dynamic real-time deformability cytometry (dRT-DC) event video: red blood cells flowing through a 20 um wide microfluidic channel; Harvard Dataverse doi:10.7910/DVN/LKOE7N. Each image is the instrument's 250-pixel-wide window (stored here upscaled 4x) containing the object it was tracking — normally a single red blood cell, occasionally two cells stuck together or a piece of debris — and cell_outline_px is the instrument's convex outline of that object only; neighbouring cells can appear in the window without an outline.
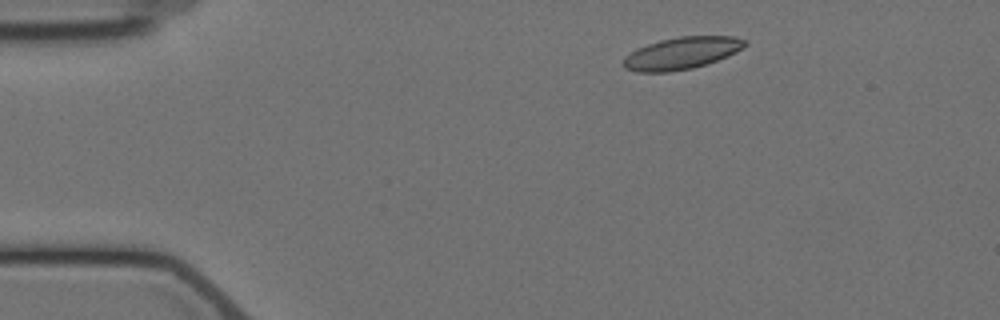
{"species": "Egyptian fruit bat (a non-hibernating species)", "species_latin": "Rousettus aegyptiacus", "temperature_condition": "cold", "stored_images_in_passage": 3, "camera_frame_rate_fps": 3000, "um_per_image_px": 0.085, "animal": {"sex": "female"}, "frame": {"image": 1, "passage_image": 1, "time_ms": 0.0, "image_size_px": [1000, 320], "cell_outline_px": [[748, 44], [744, 48], [728, 56], [692, 68], [668, 72], [636, 72], [624, 68], [620, 64], [624, 56], [636, 48], [660, 40], [680, 36], [736, 36], [748, 40]], "centroid_in_image_um": [57.92, 4.51], "position_along_channel_um": 27.1, "area_um2": 23.0}}